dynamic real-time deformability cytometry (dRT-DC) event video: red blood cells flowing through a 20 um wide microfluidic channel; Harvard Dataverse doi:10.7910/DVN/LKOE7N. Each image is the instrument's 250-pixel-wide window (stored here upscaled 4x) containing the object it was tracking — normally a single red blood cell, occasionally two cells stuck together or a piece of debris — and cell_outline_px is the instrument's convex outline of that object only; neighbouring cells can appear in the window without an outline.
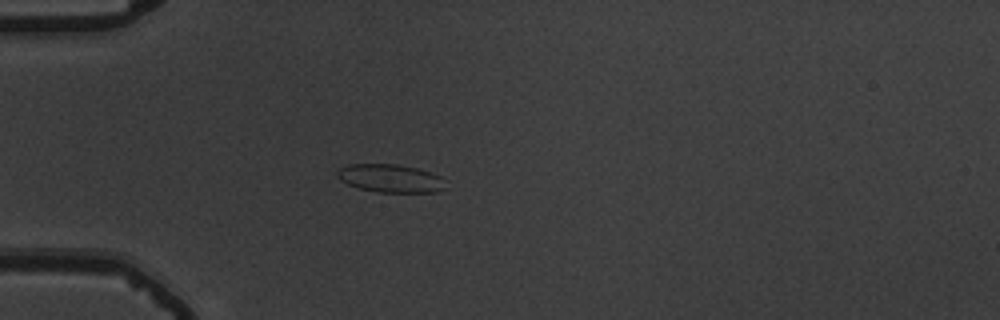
{"species": "common noctule bat (a hibernating species)", "species_latin": "Nyctalus noctula", "temperature_condition": "warm", "stored_images_in_passage": 40, "camera_frame_rate_fps": 3000, "um_per_image_px": 0.085, "animal": {"sex": "male", "body_mass_g": 19.5, "forearm_length_mm": 54.6}, "frame": {"image": 1, "passage_image": 1, "time_ms": 0.0, "image_size_px": [1000, 320], "cell_outline_px": [[444, 188], [440, 192], [376, 192], [360, 188], [348, 184], [340, 180], [336, 176], [336, 172], [340, 168], [348, 164], [396, 164], [416, 168], [440, 176]], "centroid_in_image_um": [33.13, 15.16], "position_along_channel_um": 51.9, "area_um2": 17.57}}
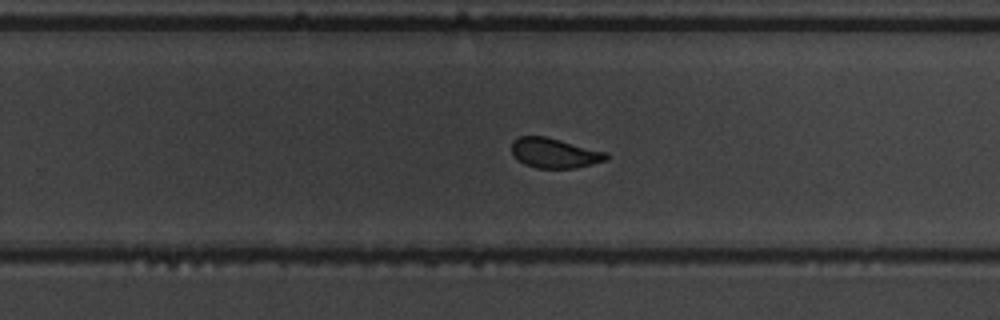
{"frame": {"image": 2, "passage_image": 21, "time_ms": 6.667, "image_size_px": [1000, 320], "cell_outline_px": [[608, 160], [576, 168], [536, 168], [524, 164], [516, 160], [512, 156], [512, 140], [520, 136], [544, 136], [608, 152]], "centroid_in_image_um": [47.11, 13.02], "position_along_channel_um": 282.7, "area_um2": 16.65}}
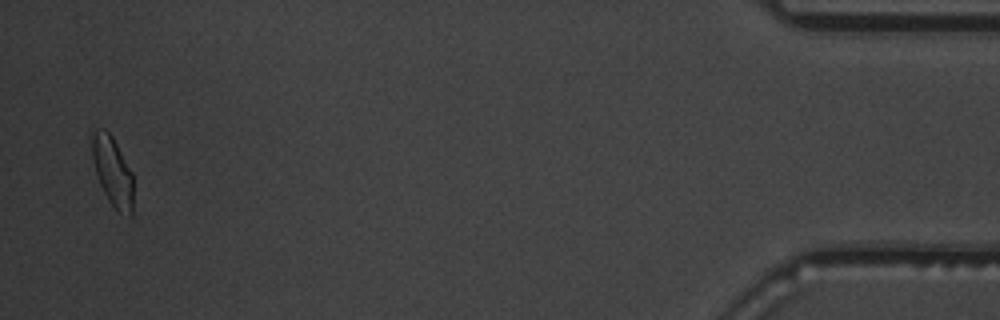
{"frame": {"image": 3, "passage_image": 39, "time_ms": 12.667, "image_size_px": [1000, 320], "cell_outline_px": [[132, 216], [128, 216], [116, 212], [108, 200], [100, 184], [96, 172], [92, 156], [88, 132], [92, 128], [104, 128], [112, 136], [132, 172]], "centroid_in_image_um": [9.52, 14.51], "position_along_channel_um": 425.7, "area_um2": 17.11}, "authors_computed_cell_mechanics": {"area_um2": 17.2822, "velocity_mm_per_s": 3.6867, "shape_relaxation_time_tau1_ms": 4.5953, "shape_relaxation_time_tau2_ms": null, "deformation_change_tau1": 0.1038, "deformation_change_tau2": null}}